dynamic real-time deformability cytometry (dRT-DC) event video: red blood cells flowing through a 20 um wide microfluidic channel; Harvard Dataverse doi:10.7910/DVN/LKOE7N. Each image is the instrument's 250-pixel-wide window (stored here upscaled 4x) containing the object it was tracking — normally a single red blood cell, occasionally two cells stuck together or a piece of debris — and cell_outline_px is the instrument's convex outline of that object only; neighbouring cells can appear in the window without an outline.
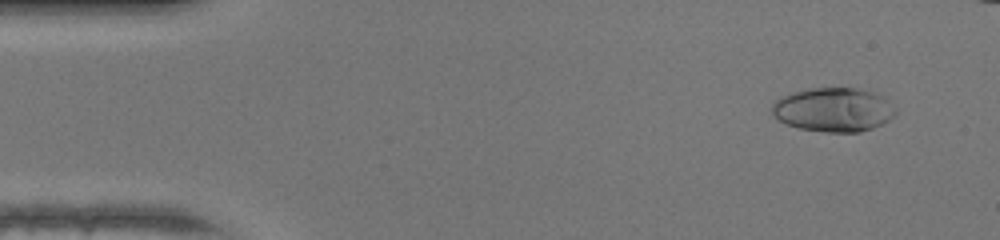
{"species": "human", "species_latin": "Homo sapiens", "temperature_condition": "warm", "stored_images_in_passage": 44, "camera_frame_rate_fps": 3000, "um_per_image_px": 0.085, "donor": {"sex": "female"}, "frame": {"image": 1, "passage_image": 4, "time_ms": 1.0, "image_size_px": [1000, 240], "cell_outline_px": [[896, 112], [888, 120], [872, 128], [860, 132], [824, 132], [800, 128], [788, 124], [772, 116], [772, 104], [776, 100], [792, 92], [808, 88], [868, 88], [884, 96], [896, 108]], "centroid_in_image_um": [70.87, 9.3], "position_along_channel_um": 14.1, "area_um2": 31.91}}
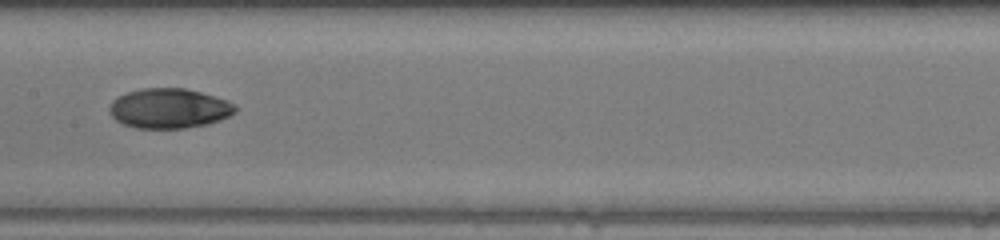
{"frame": {"image": 2, "passage_image": 24, "time_ms": 7.667, "image_size_px": [1000, 240], "cell_outline_px": [[236, 112], [220, 120], [208, 124], [184, 128], [136, 128], [124, 124], [116, 120], [108, 112], [108, 108], [112, 100], [128, 92], [140, 88], [184, 88], [200, 92], [228, 100], [236, 104]], "centroid_in_image_um": [14.38, 9.21], "position_along_channel_um": 193.0, "area_um2": 29.3}}
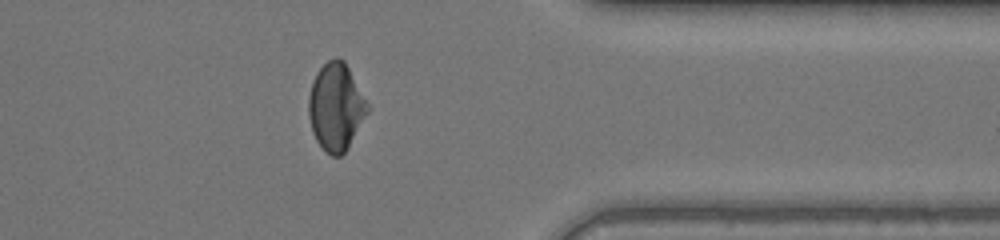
{"frame": {"image": 3, "passage_image": 38, "time_ms": 12.333, "image_size_px": [1000, 240], "cell_outline_px": [[372, 108], [348, 148], [340, 156], [332, 156], [324, 152], [316, 140], [312, 132], [308, 116], [308, 96], [312, 80], [316, 72], [328, 60], [336, 56], [344, 60]], "centroid_in_image_um": [28.57, 9.09], "position_along_channel_um": 382.8, "area_um2": 30.69}, "authors_computed_cell_mechanics": {"area_um2": 29.7092, "velocity_mm_per_s": 4.3765, "shape_relaxation_time_tau1_ms": 4.9758, "shape_relaxation_time_tau2_ms": 6.0319, "deformation_change_tau1": 0.2101, "deformation_change_tau2": 0.075}}